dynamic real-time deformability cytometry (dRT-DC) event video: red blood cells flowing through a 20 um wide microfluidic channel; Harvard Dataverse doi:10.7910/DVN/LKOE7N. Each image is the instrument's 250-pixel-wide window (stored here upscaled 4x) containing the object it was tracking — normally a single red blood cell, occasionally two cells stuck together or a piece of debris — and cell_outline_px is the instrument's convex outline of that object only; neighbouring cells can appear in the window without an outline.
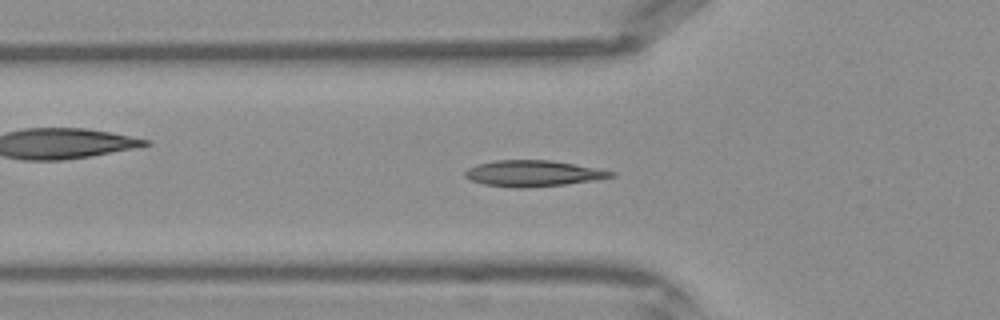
{"species": "Egyptian fruit bat (a non-hibernating species)", "species_latin": "Rousettus aegyptiacus", "temperature_condition": "warm", "stored_images_in_passage": 43, "camera_frame_rate_fps": 3000, "um_per_image_px": 0.085, "frame": {"image": 1, "passage_image": 14, "time_ms": 4.333, "image_size_px": [1000, 320], "cell_outline_px": [[616, 176], [596, 180], [564, 184], [524, 188], [516, 188], [484, 184], [472, 180], [464, 176], [464, 172], [468, 168], [476, 164], [492, 160], [552, 160], [596, 168], [616, 172]], "centroid_in_image_um": [45.31, 14.73], "position_along_channel_um": 80.5, "area_um2": 22.2}}
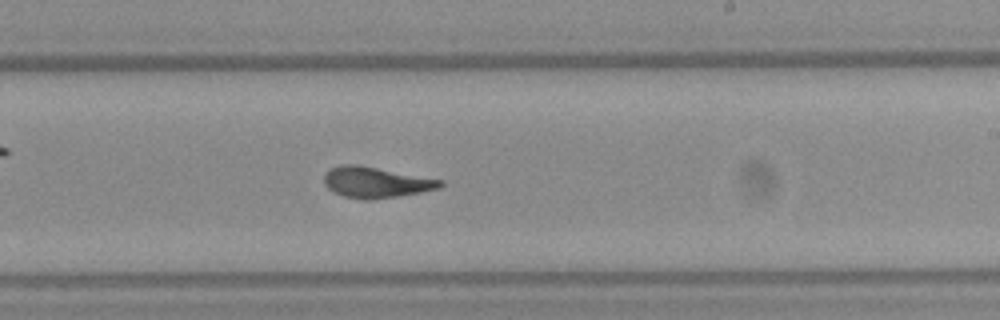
{"frame": {"image": 2, "passage_image": 25, "time_ms": 8.0, "image_size_px": [1000, 320], "cell_outline_px": [[444, 184], [440, 188], [420, 192], [396, 196], [368, 200], [344, 196], [332, 192], [324, 184], [324, 172], [340, 164], [356, 164], [444, 180]], "centroid_in_image_um": [31.93, 15.49], "position_along_channel_um": 257.1, "area_um2": 20.81}}
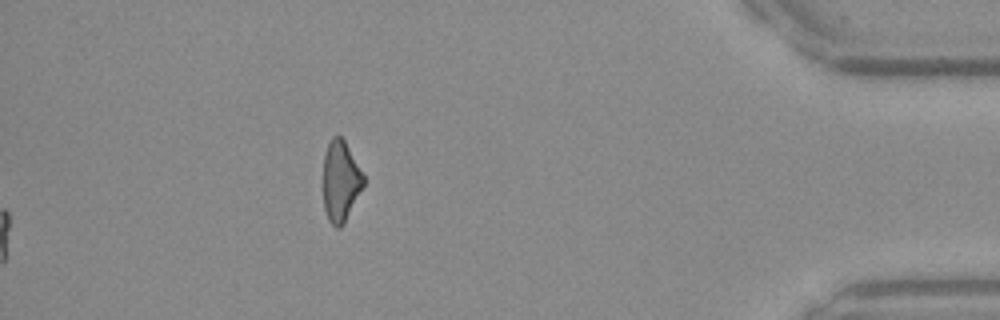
{"frame": {"image": 3, "passage_image": 43, "time_ms": 14.0, "image_size_px": [1000, 320], "cell_outline_px": [[364, 184], [344, 224], [340, 228], [336, 228], [328, 220], [324, 208], [324, 156], [328, 144], [332, 136], [340, 136], [344, 140], [364, 176]], "centroid_in_image_um": [28.94, 15.43], "position_along_channel_um": 406.3, "area_um2": 18.67}}